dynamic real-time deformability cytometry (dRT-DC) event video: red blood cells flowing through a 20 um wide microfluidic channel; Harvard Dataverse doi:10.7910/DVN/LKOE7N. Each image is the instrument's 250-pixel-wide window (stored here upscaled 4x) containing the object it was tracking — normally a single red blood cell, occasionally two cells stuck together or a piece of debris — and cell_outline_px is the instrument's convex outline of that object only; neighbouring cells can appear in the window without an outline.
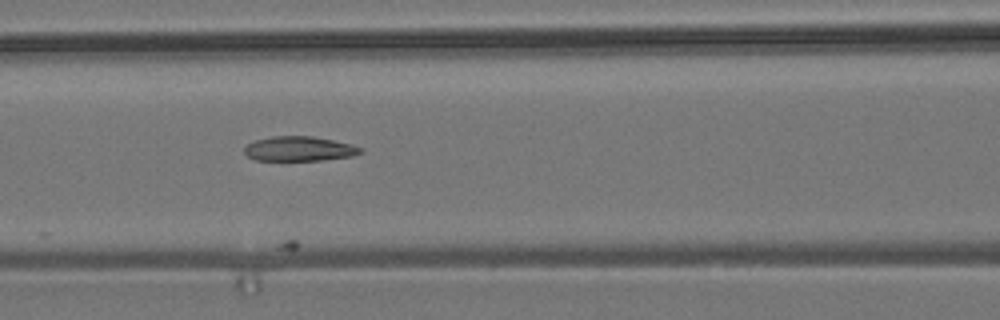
{"species": "common noctule bat (a hibernating species)", "species_latin": "Nyctalus noctula", "temperature_condition": "room temperature", "stored_images_in_passage": 18, "camera_frame_rate_fps": 3000, "um_per_image_px": 0.085, "animal": {"sex": "male", "body_mass_g": 19.2, "forearm_length_mm": 51.8}, "frame": {"image": 1, "passage_image": 13, "time_ms": 4.0, "image_size_px": [1000, 320], "cell_outline_px": [[364, 152], [352, 156], [320, 160], [256, 160], [248, 156], [244, 152], [244, 148], [248, 144], [256, 140], [272, 136], [312, 136], [352, 144], [364, 148]], "centroid_in_image_um": [25.47, 12.64], "position_along_channel_um": 141.1, "area_um2": 16.65}}